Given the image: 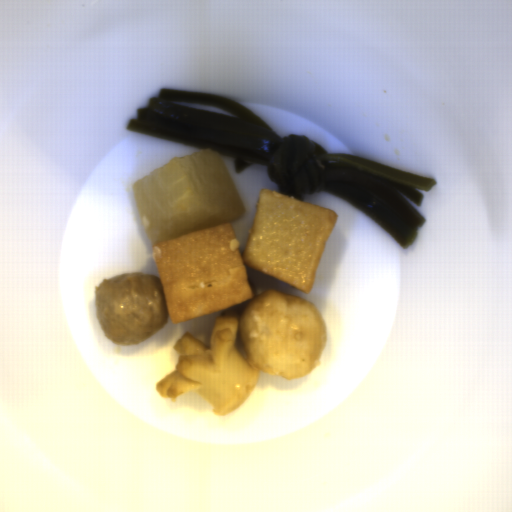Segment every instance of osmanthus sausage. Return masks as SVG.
Segmentation results:
<instances>
[{
	"label": "osmanthus sausage",
	"mask_w": 512,
	"mask_h": 512,
	"mask_svg": "<svg viewBox=\"0 0 512 512\" xmlns=\"http://www.w3.org/2000/svg\"><path fill=\"white\" fill-rule=\"evenodd\" d=\"M248 302L215 318L209 346L188 331L175 341V369L155 386L161 397L176 402L184 393H196L217 417L245 403L261 378V372L247 362L240 343L241 315Z\"/></svg>",
	"instance_id": "1"
}]
</instances>
